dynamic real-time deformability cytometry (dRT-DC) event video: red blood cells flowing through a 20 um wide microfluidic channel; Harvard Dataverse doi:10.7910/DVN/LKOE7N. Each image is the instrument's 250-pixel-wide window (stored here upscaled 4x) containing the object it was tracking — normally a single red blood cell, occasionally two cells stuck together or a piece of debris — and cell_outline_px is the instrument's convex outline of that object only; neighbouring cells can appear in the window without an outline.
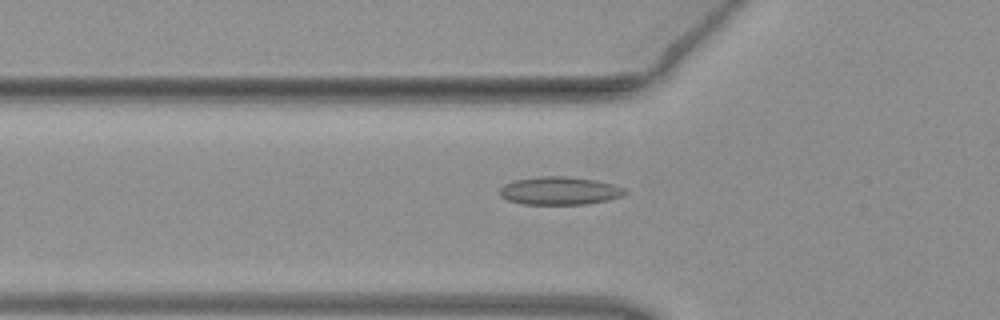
{"species": "common noctule bat (a hibernating species)", "species_latin": "Nyctalus noctula", "temperature_condition": "warm", "stored_images_in_passage": 37, "camera_frame_rate_fps": 3000, "um_per_image_px": 0.085, "animal": {"sex": "female", "body_mass_g": 19.3, "forearm_length_mm": 54.1}, "frame": {"image": 1, "passage_image": 3, "time_ms": 0.667, "image_size_px": [1000, 320], "cell_outline_px": [[628, 192], [620, 196], [608, 200], [584, 204], [520, 204], [508, 200], [500, 196], [500, 188], [504, 184], [516, 180], [540, 176], [568, 176], [596, 180], [612, 184], [624, 188]], "centroid_in_image_um": [47.55, 16.21], "position_along_channel_um": 78.2, "area_um2": 20.4}}
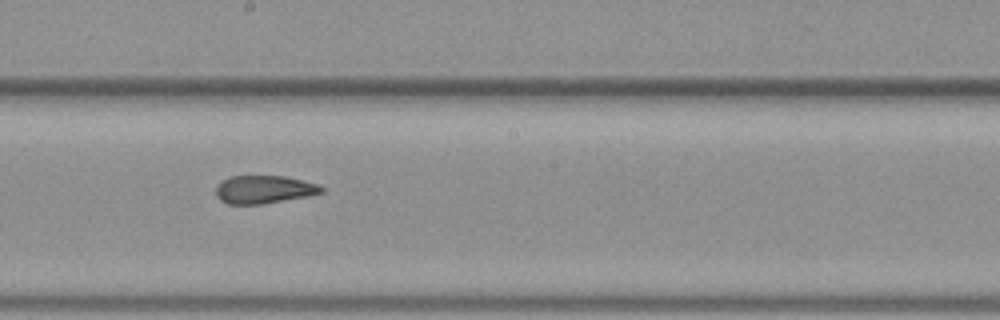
{"frame": {"image": 2, "passage_image": 14, "time_ms": 4.333, "image_size_px": [1000, 320], "cell_outline_px": [[324, 192], [308, 196], [260, 204], [228, 204], [220, 200], [216, 196], [216, 184], [232, 176], [284, 176], [304, 180], [320, 184], [324, 188]], "centroid_in_image_um": [22.46, 16.1], "position_along_channel_um": 225.7, "area_um2": 17.28}}
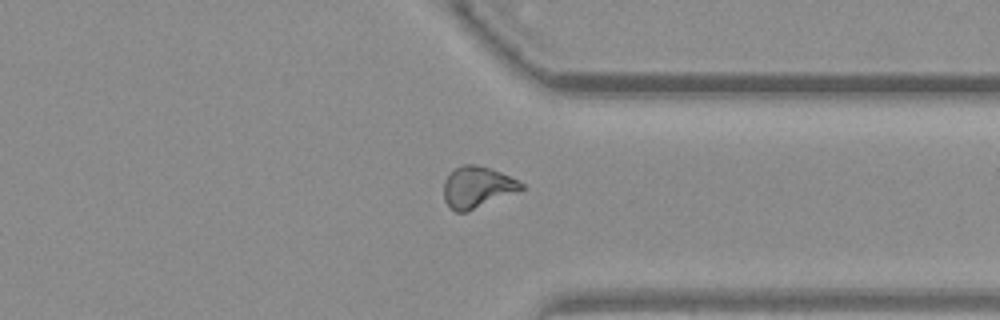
{"frame": {"image": 3, "passage_image": 25, "time_ms": 8.0, "image_size_px": [1000, 320], "cell_outline_px": [[524, 188], [468, 212], [456, 212], [444, 200], [444, 180], [456, 168], [464, 164], [476, 164], [492, 168], [524, 184]], "centroid_in_image_um": [40.55, 15.9], "position_along_channel_um": 370.9, "area_um2": 18.38}, "authors_computed_cell_mechanics": {"area_um2": 18.1492, "velocity_mm_per_s": 3.9974, "shape_relaxation_time_tau1_ms": null, "shape_relaxation_time_tau2_ms": 1.7504, "deformation_change_tau1": null, "deformation_change_tau2": 0.0823}}